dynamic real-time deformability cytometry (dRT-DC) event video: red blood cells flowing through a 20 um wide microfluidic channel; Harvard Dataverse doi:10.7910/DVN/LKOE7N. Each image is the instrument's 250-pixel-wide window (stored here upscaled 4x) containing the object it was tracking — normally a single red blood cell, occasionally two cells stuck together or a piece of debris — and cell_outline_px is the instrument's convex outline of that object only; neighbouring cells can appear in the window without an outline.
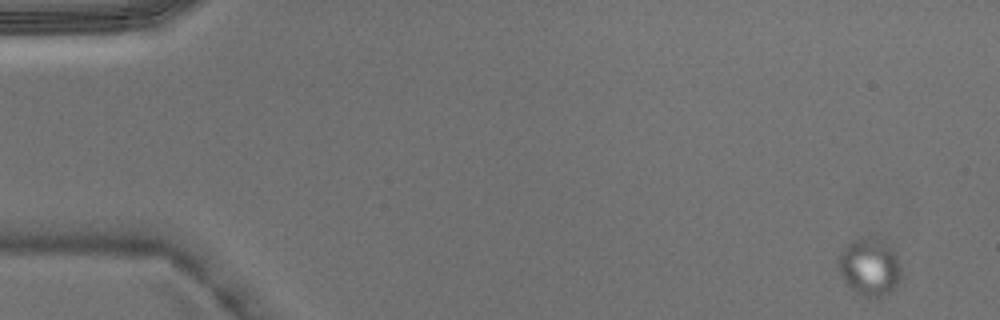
{"species": "Egyptian fruit bat (a non-hibernating species)", "species_latin": "Rousettus aegyptiacus", "temperature_condition": "warm", "stored_images_in_passage": 4, "camera_frame_rate_fps": 3000, "um_per_image_px": 0.085, "animal": {"sex": "male"}, "frame": {"image": 1, "passage_image": 1, "time_ms": 0.0, "image_size_px": [1000, 320], "cell_outline_px": [[900, 280], [888, 292], [872, 300], [864, 296], [852, 288], [844, 280], [840, 272], [836, 260], [840, 252], [848, 244], [856, 240], [864, 240], [880, 244], [892, 248], [896, 252], [900, 264]], "centroid_in_image_um": [73.9, 22.77], "position_along_channel_um": 11.1, "area_um2": 20.06}}